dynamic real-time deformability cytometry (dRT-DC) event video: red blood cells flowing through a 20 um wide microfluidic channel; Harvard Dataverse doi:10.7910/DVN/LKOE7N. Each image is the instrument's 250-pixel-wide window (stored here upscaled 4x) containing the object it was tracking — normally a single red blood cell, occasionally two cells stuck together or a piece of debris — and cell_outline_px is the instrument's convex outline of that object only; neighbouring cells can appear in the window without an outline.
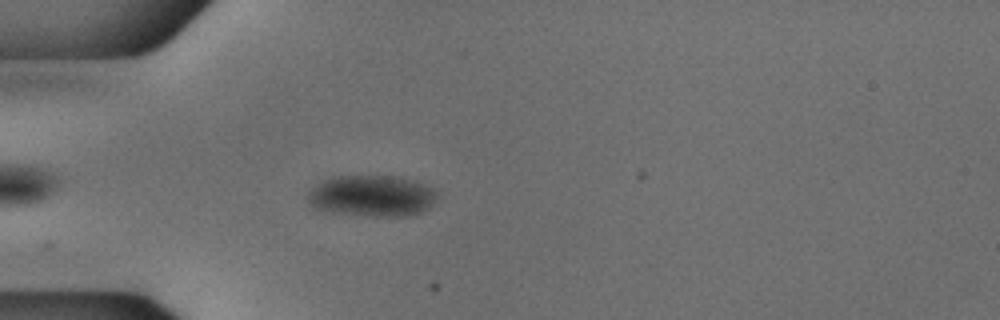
{"species": "common noctule bat (a hibernating species)", "species_latin": "Nyctalus noctula", "temperature_condition": "cold", "stored_images_in_passage": 26, "camera_frame_rate_fps": 3000, "um_per_image_px": 0.085, "animal": {"sex": "male", "body_mass_g": 18.8}, "frame": {"image": 1, "passage_image": 5, "time_ms": 1.333, "image_size_px": [1000, 320], "cell_outline_px": [[436, 196], [428, 208], [420, 212], [408, 216], [372, 216], [332, 212], [316, 208], [308, 200], [308, 192], [320, 180], [332, 176], [392, 176], [416, 180], [432, 188], [436, 192]], "centroid_in_image_um": [31.59, 16.63], "position_along_channel_um": 53.4, "area_um2": 30.98}}
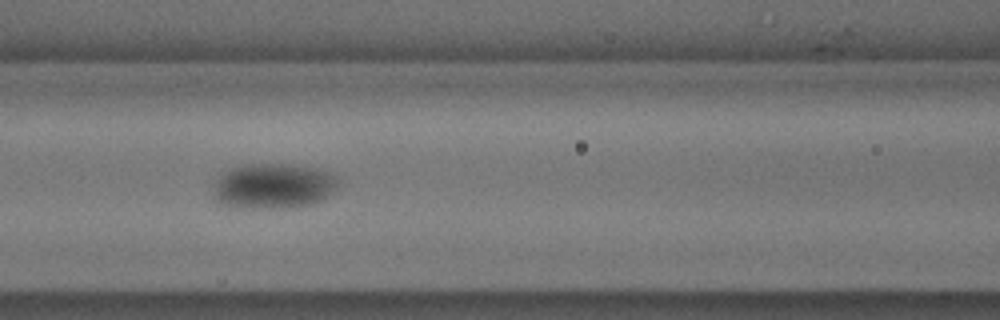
{"frame": {"image": 2, "passage_image": 13, "time_ms": 4.0, "image_size_px": [1000, 320], "cell_outline_px": [[336, 188], [328, 196], [320, 200], [308, 204], [284, 208], [244, 208], [220, 204], [216, 200], [216, 180], [228, 168], [244, 164], [292, 164], [316, 168], [336, 176]], "centroid_in_image_um": [23.21, 15.8], "position_along_channel_um": 143.4, "area_um2": 32.66}}
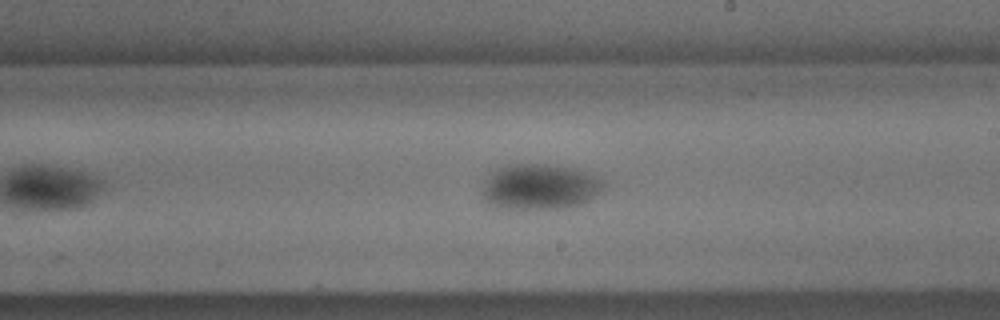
{"frame": {"image": 3, "passage_image": 21, "time_ms": 6.667, "image_size_px": [1000, 320], "cell_outline_px": [[608, 184], [600, 192], [588, 200], [580, 204], [564, 208], [504, 208], [488, 204], [484, 200], [484, 188], [488, 176], [496, 168], [508, 164], [544, 164], [576, 168], [588, 172], [604, 180]], "centroid_in_image_um": [45.93, 15.85], "position_along_channel_um": 243.1, "area_um2": 32.19}}